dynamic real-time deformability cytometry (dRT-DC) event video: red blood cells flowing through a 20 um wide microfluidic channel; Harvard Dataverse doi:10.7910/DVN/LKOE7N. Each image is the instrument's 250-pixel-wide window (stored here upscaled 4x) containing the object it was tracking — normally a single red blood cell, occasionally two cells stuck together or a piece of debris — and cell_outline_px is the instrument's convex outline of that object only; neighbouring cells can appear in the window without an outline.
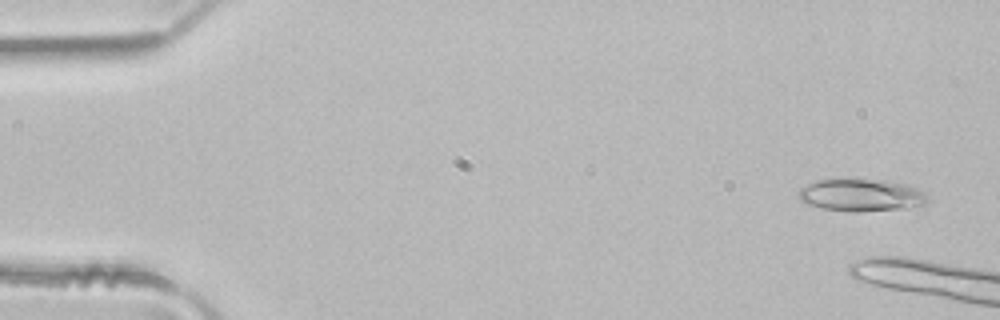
{"species": "common noctule bat (a hibernating species)", "species_latin": "Nyctalus noctula", "temperature_condition": "room temperature", "stored_images_in_passage": 6, "camera_frame_rate_fps": 3000, "um_per_image_px": 0.085, "animal": {"sex": "male", "body_mass_g": 21.5, "forearm_length_mm": 52.0}, "frame": {"image": 1, "passage_image": 1, "time_ms": 0.0, "image_size_px": [1000, 320], "cell_outline_px": [[928, 200], [924, 204], [904, 208], [860, 212], [852, 212], [820, 208], [804, 204], [800, 200], [796, 192], [800, 188], [816, 180], [856, 176], [884, 180], [908, 184], [924, 192]], "centroid_in_image_um": [73.12, 16.54], "position_along_channel_um": 11.9, "area_um2": 25.32}}